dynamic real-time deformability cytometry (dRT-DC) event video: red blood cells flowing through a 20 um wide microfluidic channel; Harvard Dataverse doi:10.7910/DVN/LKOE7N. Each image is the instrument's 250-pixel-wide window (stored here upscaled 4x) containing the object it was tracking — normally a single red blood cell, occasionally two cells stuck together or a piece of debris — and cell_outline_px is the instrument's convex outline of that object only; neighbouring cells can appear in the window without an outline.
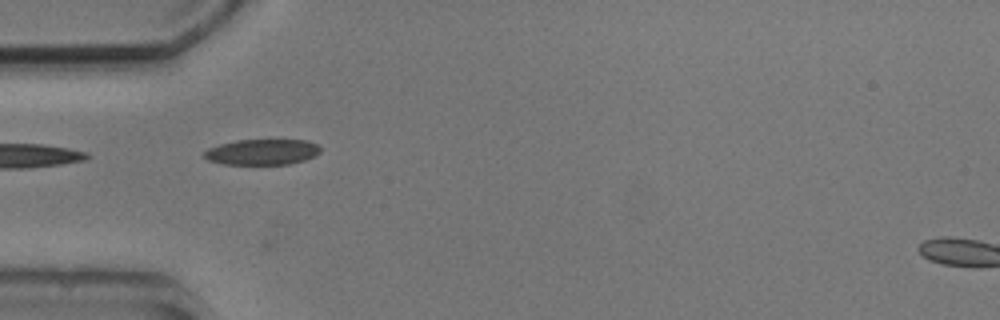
{"species": "common noctule bat (a hibernating species)", "species_latin": "Nyctalus noctula", "temperature_condition": "cold", "stored_images_in_passage": 2, "camera_frame_rate_fps": 3000, "um_per_image_px": 0.085, "animal": {"sex": "male", "body_mass_g": 20.5, "forearm_length_mm": 52.5}, "frame": {"image": 1, "passage_image": 1, "time_ms": 0.0, "image_size_px": [1000, 320], "cell_outline_px": [[320, 152], [304, 160], [288, 164], [220, 164], [208, 160], [204, 156], [204, 152], [208, 148], [220, 144], [236, 140], [308, 140], [316, 144], [320, 148]], "centroid_in_image_um": [22.25, 12.91], "position_along_channel_um": 62.7, "area_um2": 17.28}}